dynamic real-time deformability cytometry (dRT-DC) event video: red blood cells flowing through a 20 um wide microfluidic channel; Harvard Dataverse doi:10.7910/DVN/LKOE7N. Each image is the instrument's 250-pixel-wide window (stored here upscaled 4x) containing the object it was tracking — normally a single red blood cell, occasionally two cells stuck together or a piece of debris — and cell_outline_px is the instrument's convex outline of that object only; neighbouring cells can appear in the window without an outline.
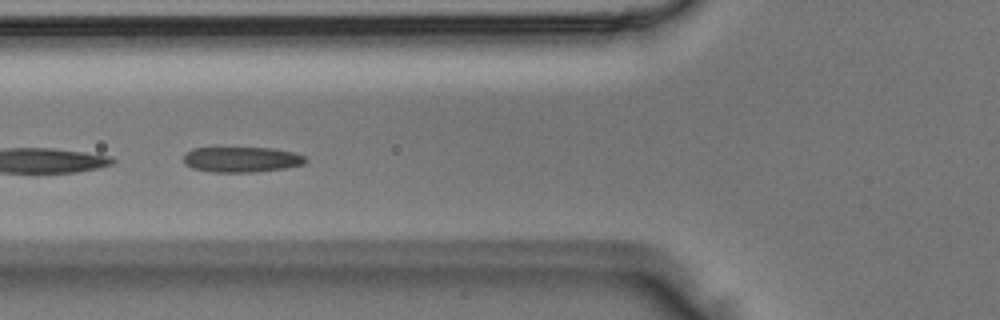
{"species": "Egyptian fruit bat (a non-hibernating species)", "species_latin": "Rousettus aegyptiacus", "temperature_condition": "room temperature", "stored_images_in_passage": 6, "camera_frame_rate_fps": 3000, "um_per_image_px": 0.085, "animal": {"sex": "male"}, "frame": {"image": 1, "passage_image": 5, "time_ms": 1.333, "image_size_px": [1000, 320], "cell_outline_px": [[308, 160], [304, 164], [284, 168], [256, 172], [212, 172], [192, 168], [184, 164], [184, 156], [192, 148], [272, 148], [292, 152], [304, 156]], "centroid_in_image_um": [20.53, 13.56], "position_along_channel_um": 105.3, "area_um2": 17.98}}